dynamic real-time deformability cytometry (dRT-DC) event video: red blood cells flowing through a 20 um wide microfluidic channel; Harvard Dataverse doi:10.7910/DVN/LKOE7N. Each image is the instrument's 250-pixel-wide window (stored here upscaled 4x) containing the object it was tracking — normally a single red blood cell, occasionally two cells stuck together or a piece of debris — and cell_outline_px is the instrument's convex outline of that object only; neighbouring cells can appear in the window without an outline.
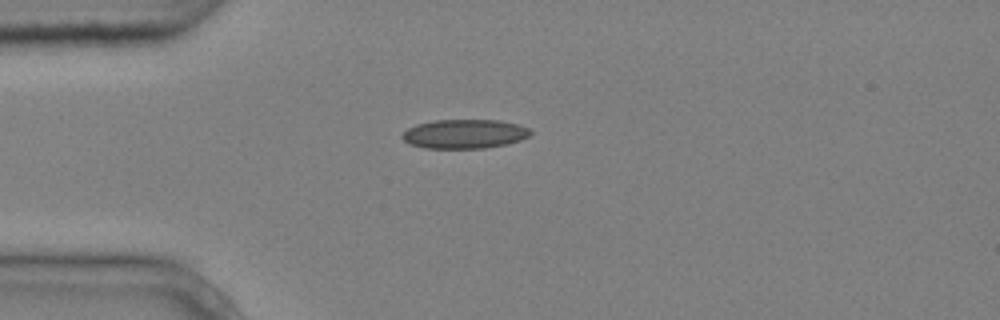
{"species": "common noctule bat (a hibernating species)", "species_latin": "Nyctalus noctula", "temperature_condition": "cold", "stored_images_in_passage": 4, "camera_frame_rate_fps": 3000, "um_per_image_px": 0.085, "animal": {"sex": "male", "body_mass_g": 20.4}, "frame": {"image": 1, "passage_image": 4, "time_ms": 1.0, "image_size_px": [1000, 320], "cell_outline_px": [[532, 132], [528, 136], [520, 140], [504, 144], [484, 148], [424, 148], [412, 144], [404, 140], [400, 136], [408, 128], [416, 124], [436, 120], [500, 120], [516, 124], [528, 128]], "centroid_in_image_um": [39.46, 11.38], "position_along_channel_um": 45.5, "area_um2": 21.56}}